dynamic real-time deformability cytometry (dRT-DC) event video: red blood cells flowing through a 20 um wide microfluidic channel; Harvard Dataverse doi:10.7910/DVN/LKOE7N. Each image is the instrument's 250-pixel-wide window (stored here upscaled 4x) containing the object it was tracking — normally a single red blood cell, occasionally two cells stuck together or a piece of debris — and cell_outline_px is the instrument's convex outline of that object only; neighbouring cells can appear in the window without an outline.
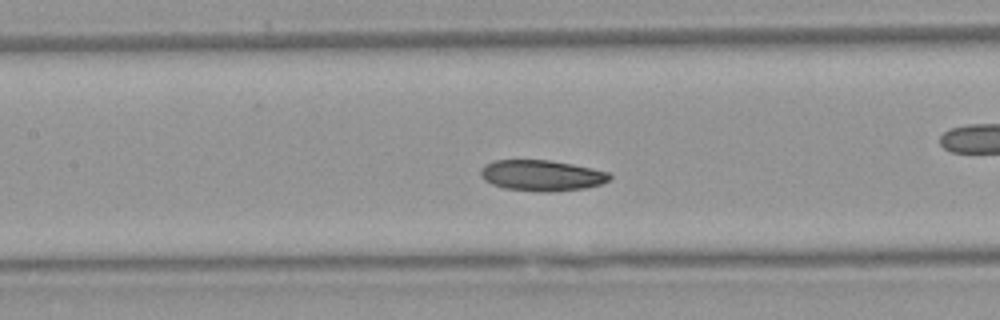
{"species": "Egyptian fruit bat (a non-hibernating species)", "species_latin": "Rousettus aegyptiacus", "temperature_condition": "warm", "stored_images_in_passage": 53, "camera_frame_rate_fps": 3000, "um_per_image_px": 0.085, "animal": {"sex": "female"}, "frame": {"image": 1, "passage_image": 23, "time_ms": 7.333, "image_size_px": [1000, 320], "cell_outline_px": [[612, 176], [608, 180], [600, 184], [584, 188], [548, 192], [536, 192], [504, 188], [492, 184], [484, 180], [480, 176], [480, 168], [484, 164], [496, 160], [548, 160], [572, 164], [592, 168], [608, 172]], "centroid_in_image_um": [46.0, 14.91], "position_along_channel_um": 161.4, "area_um2": 23.24}, "authors_computed_cell_mechanics": {"area_um2": 23.5824, "velocity_mm_per_s": 3.8146, "shape_relaxation_time_tau1_ms": 3.5423, "shape_relaxation_time_tau2_ms": 5.725, "deformation_change_tau1": 0.0977, "deformation_change_tau2": 0.1195}}